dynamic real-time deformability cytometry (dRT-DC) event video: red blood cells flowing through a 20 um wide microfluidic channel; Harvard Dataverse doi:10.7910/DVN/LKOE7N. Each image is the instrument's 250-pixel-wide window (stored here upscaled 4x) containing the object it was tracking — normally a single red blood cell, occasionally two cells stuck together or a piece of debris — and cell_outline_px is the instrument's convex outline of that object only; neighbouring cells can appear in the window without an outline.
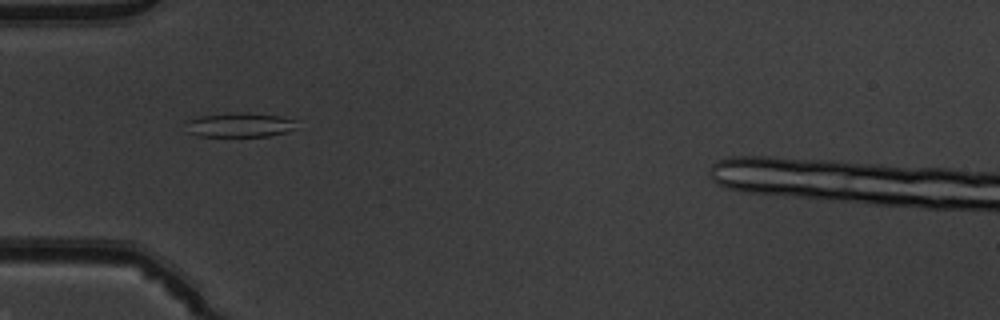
{"species": "common noctule bat (a hibernating species)", "species_latin": "Nyctalus noctula", "temperature_condition": "warm", "stored_images_in_passage": 36, "camera_frame_rate_fps": 3000, "um_per_image_px": 0.085, "animal": {"sex": "male", "body_mass_g": 19.5, "forearm_length_mm": 54.6}, "frame": {"image": 1, "passage_image": 2, "time_ms": 0.333, "image_size_px": [1000, 320], "cell_outline_px": [[296, 128], [284, 132], [268, 136], [200, 136], [188, 132], [184, 120], [200, 116], [236, 112], [248, 112], [280, 116], [296, 120]], "centroid_in_image_um": [20.34, 10.6], "position_along_channel_um": 64.7, "area_um2": 15.84}}
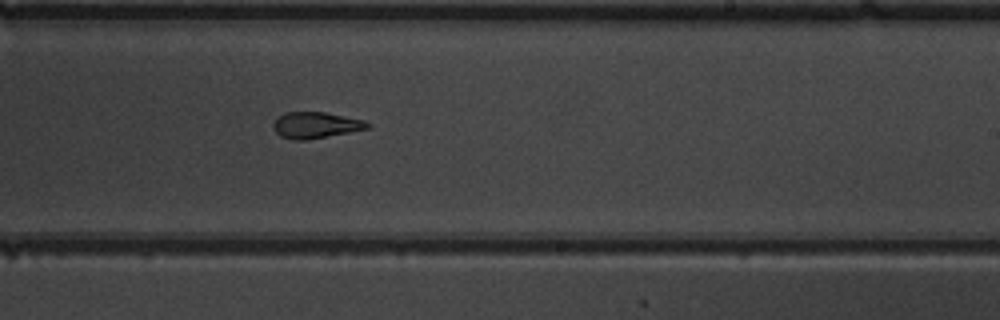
{"frame": {"image": 2, "passage_image": 17, "time_ms": 5.333, "image_size_px": [1000, 320], "cell_outline_px": [[372, 124], [368, 128], [308, 140], [296, 140], [280, 136], [272, 128], [272, 124], [284, 112], [324, 112], [364, 120]], "centroid_in_image_um": [26.82, 10.63], "position_along_channel_um": 262.2, "area_um2": 14.28}}
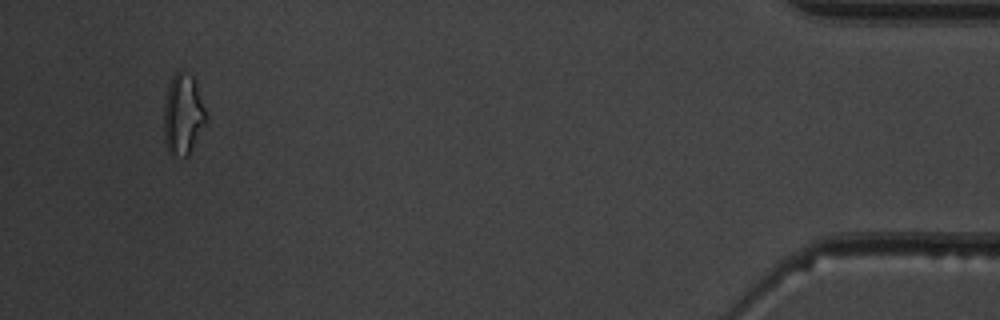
{"frame": {"image": 3, "passage_image": 34, "time_ms": 11.0, "image_size_px": [1000, 320], "cell_outline_px": [[208, 120], [188, 156], [184, 156], [168, 152], [164, 140], [164, 104], [168, 84], [172, 76], [180, 68], [192, 76], [196, 80], [208, 116]], "centroid_in_image_um": [15.58, 9.68], "position_along_channel_um": 419.6, "area_um2": 20.29}, "authors_computed_cell_mechanics": {"area_um2": 15.2014, "velocity_mm_per_s": 3.9909, "shape_relaxation_time_tau1_ms": null, "shape_relaxation_time_tau2_ms": 2.8504, "deformation_change_tau1": null, "deformation_change_tau2": 0.0889}}